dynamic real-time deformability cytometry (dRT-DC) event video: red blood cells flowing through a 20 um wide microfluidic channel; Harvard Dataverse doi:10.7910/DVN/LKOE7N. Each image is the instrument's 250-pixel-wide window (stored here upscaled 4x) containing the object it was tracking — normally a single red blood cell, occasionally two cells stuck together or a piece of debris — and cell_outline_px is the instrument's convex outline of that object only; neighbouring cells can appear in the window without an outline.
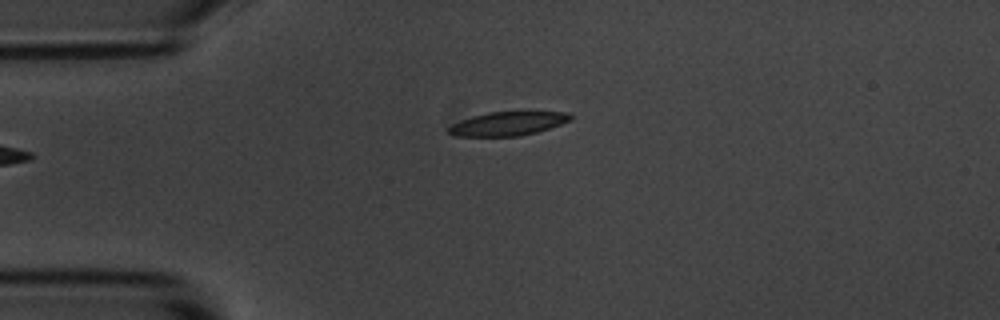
{"species": "common noctule bat (a hibernating species)", "species_latin": "Nyctalus noctula", "temperature_condition": "room temperature", "stored_images_in_passage": 6, "camera_frame_rate_fps": 3000, "um_per_image_px": 0.085, "animal": {"sex": "male", "body_mass_g": 20.1, "forearm_length_mm": 53.5}, "frame": {"image": 1, "passage_image": 6, "time_ms": 6.667, "image_size_px": [1000, 320], "cell_outline_px": [[572, 120], [536, 132], [520, 136], [452, 136], [448, 132], [448, 128], [452, 124], [460, 120], [472, 116], [488, 112], [568, 112], [572, 116]], "centroid_in_image_um": [43.14, 10.51], "position_along_channel_um": 41.9, "area_um2": 16.82}}